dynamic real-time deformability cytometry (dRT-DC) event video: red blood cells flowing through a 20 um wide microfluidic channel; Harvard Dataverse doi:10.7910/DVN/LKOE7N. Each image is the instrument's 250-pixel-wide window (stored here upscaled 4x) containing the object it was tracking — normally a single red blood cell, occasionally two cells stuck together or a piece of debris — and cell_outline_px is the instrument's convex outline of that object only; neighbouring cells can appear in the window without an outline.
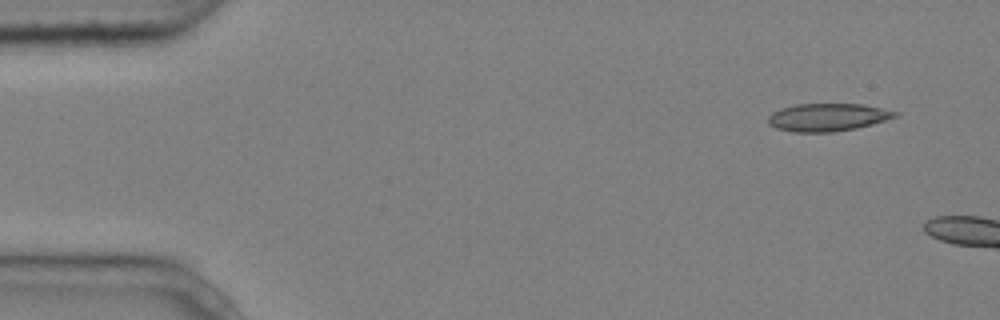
{"species": "common noctule bat (a hibernating species)", "species_latin": "Nyctalus noctula", "temperature_condition": "cold", "stored_images_in_passage": 4, "camera_frame_rate_fps": 3000, "um_per_image_px": 0.085, "animal": {"sex": "male", "body_mass_g": 20.4}, "frame": {"image": 1, "passage_image": 1, "time_ms": 0.0, "image_size_px": [1000, 320], "cell_outline_px": [[900, 116], [872, 124], [856, 128], [832, 132], [792, 132], [776, 128], [768, 124], [768, 116], [772, 112], [780, 108], [796, 104], [860, 104], [900, 112]], "centroid_in_image_um": [70.34, 9.97], "position_along_channel_um": 14.7, "area_um2": 20.63}}